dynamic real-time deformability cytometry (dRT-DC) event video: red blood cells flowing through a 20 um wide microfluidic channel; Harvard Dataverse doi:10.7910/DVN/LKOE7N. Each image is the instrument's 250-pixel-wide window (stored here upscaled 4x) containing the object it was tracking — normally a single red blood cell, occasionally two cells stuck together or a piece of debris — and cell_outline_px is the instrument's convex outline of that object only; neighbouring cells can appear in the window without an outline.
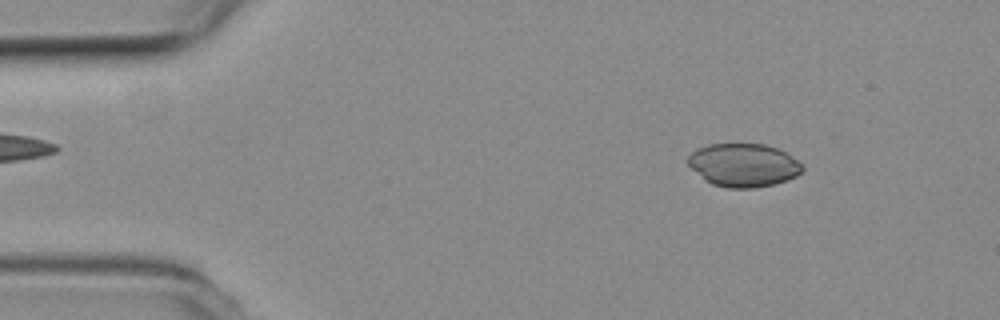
{"species": "common noctule bat (a hibernating species)", "species_latin": "Nyctalus noctula", "temperature_condition": "room temperature", "stored_images_in_passage": 53, "camera_frame_rate_fps": 3000, "um_per_image_px": 0.085, "animal": {"sex": "female", "body_mass_g": 19.3, "forearm_length_mm": 54.1}, "frame": {"image": 1, "passage_image": 7, "time_ms": 2.0, "image_size_px": [1000, 320], "cell_outline_px": [[804, 168], [796, 176], [788, 180], [776, 184], [756, 188], [728, 188], [712, 184], [704, 180], [688, 164], [688, 156], [696, 148], [708, 144], [728, 140], [764, 144], [780, 148], [804, 164]], "centroid_in_image_um": [63.2, 13.98], "position_along_channel_um": 21.8, "area_um2": 30.0}}
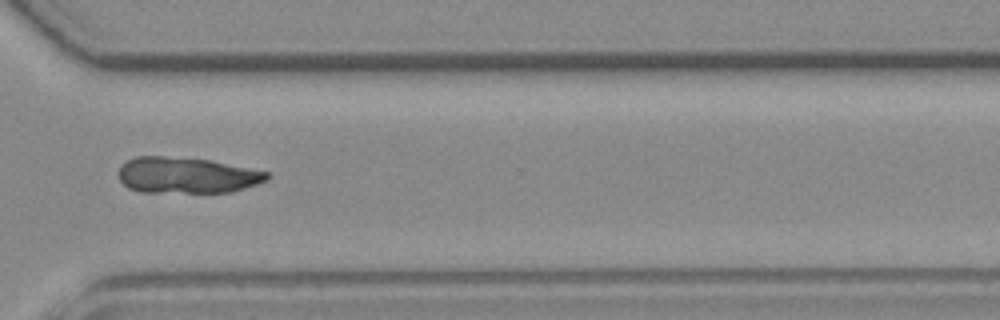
{"frame": {"image": 2, "passage_image": 39, "time_ms": 12.667, "image_size_px": [1000, 320], "cell_outline_px": [[268, 180], [232, 192], [140, 192], [128, 188], [120, 180], [120, 164], [136, 156], [164, 156], [212, 160], [268, 172]], "centroid_in_image_um": [15.86, 14.89], "position_along_channel_um": 354.7, "area_um2": 31.1}}
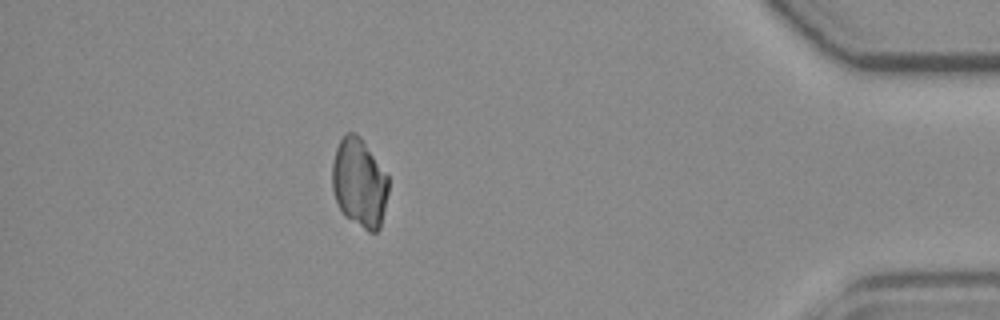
{"frame": {"image": 3, "passage_image": 47, "time_ms": 15.333, "image_size_px": [1000, 320], "cell_outline_px": [[388, 192], [380, 228], [376, 232], [368, 232], [344, 216], [336, 200], [332, 188], [332, 164], [336, 148], [344, 132], [352, 132], [360, 136], [388, 176]], "centroid_in_image_um": [30.53, 15.55], "position_along_channel_um": 404.7, "area_um2": 29.13}}